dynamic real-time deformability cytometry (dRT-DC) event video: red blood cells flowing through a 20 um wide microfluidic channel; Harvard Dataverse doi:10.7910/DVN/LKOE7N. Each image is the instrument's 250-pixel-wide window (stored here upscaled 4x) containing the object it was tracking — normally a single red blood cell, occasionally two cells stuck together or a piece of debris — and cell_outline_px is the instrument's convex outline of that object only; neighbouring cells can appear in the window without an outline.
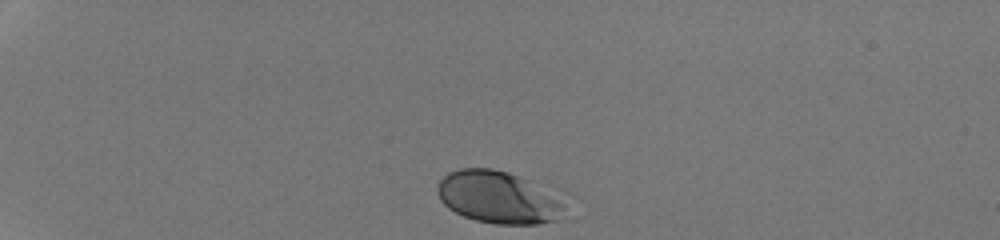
{"species": "human", "species_latin": "Homo sapiens", "temperature_condition": "room temperature", "stored_images_in_passage": 33, "camera_frame_rate_fps": 3000, "um_per_image_px": 0.085, "donor": {"sex": "male"}, "frame": {"image": 1, "passage_image": 1, "time_ms": 0.0, "image_size_px": [1000, 240], "cell_outline_px": [[584, 200], [556, 220], [540, 224], [496, 224], [476, 220], [464, 216], [448, 208], [440, 200], [436, 192], [436, 188], [440, 180], [448, 172], [460, 168], [492, 168], [556, 184], [580, 196]], "centroid_in_image_um": [42.85, 16.74], "position_along_channel_um": 42.1, "area_um2": 43.18}}
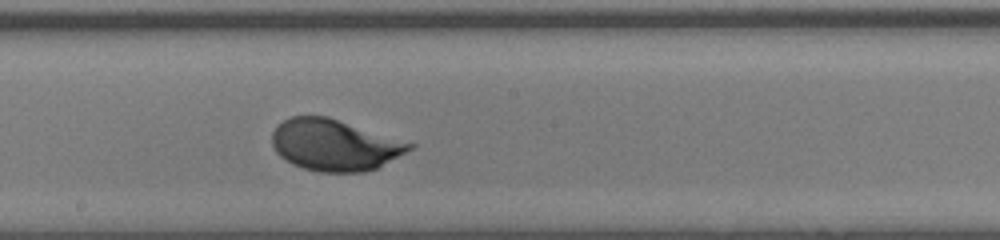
{"frame": {"image": 2, "passage_image": 19, "time_ms": 6.0, "image_size_px": [1000, 240], "cell_outline_px": [[416, 144], [412, 148], [376, 168], [364, 172], [320, 172], [304, 168], [292, 164], [280, 156], [276, 152], [272, 144], [272, 132], [284, 120], [292, 116], [328, 116]], "centroid_in_image_um": [28.42, 12.32], "position_along_channel_um": 219.8, "area_um2": 40.81}}
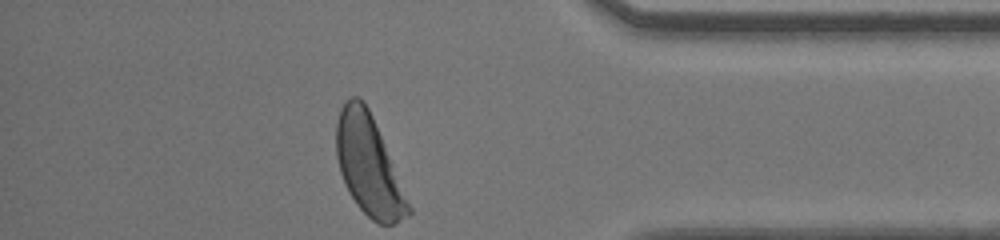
{"frame": {"image": 3, "passage_image": 33, "time_ms": 10.667, "image_size_px": [1000, 240], "cell_outline_px": [[412, 212], [408, 216], [392, 224], [380, 224], [372, 220], [356, 204], [348, 192], [344, 184], [340, 172], [336, 156], [336, 124], [340, 108], [348, 96], [360, 96], [364, 100], [372, 116], [412, 208]], "centroid_in_image_um": [31.31, 14.04], "position_along_channel_um": 403.9, "area_um2": 41.67}, "authors_computed_cell_mechanics": {"area_um2": 40.8068, "velocity_mm_per_s": 4.2602, "shape_relaxation_time_tau1_ms": 2.2374, "shape_relaxation_time_tau2_ms": null, "deformation_change_tau1": 0.1241, "deformation_change_tau2": null}}